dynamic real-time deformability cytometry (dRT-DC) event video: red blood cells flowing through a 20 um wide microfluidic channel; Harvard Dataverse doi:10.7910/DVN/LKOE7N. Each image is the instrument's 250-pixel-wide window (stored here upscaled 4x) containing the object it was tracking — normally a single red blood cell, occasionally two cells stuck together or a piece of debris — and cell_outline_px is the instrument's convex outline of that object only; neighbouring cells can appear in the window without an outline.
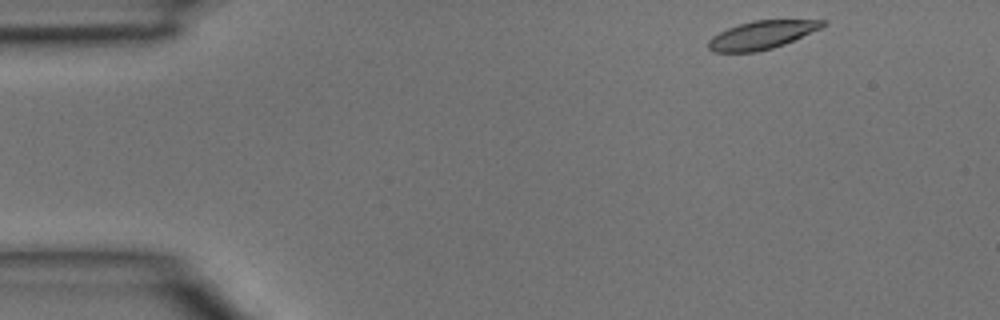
{"species": "common noctule bat (a hibernating species)", "species_latin": "Nyctalus noctula", "temperature_condition": "room temperature", "stored_images_in_passage": 5, "camera_frame_rate_fps": 3000, "um_per_image_px": 0.085, "animal": {"sex": "male", "body_mass_g": 15.6}, "frame": {"image": 1, "passage_image": 1, "time_ms": 0.0, "image_size_px": [1000, 320], "cell_outline_px": [[828, 24], [820, 28], [784, 44], [772, 48], [756, 52], [712, 52], [708, 48], [708, 40], [712, 36], [728, 28], [752, 20], [828, 20]], "centroid_in_image_um": [64.73, 2.97], "position_along_channel_um": 20.3, "area_um2": 18.67}}
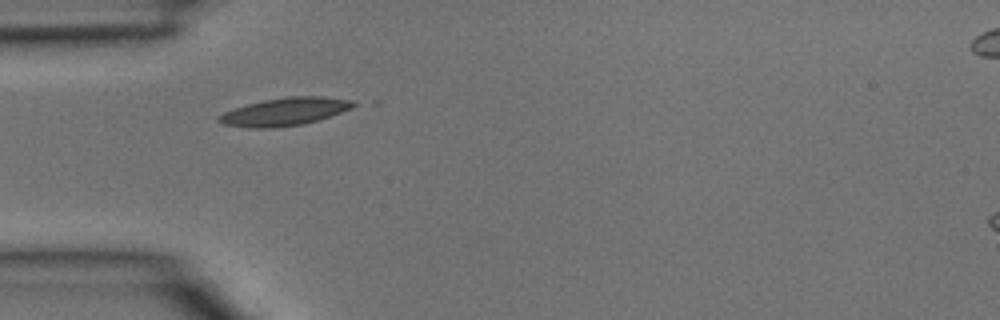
{"frame": {"image": 2, "passage_image": 3, "time_ms": 0.667, "image_size_px": [1000, 320], "cell_outline_px": [[360, 104], [352, 108], [304, 124], [272, 128], [252, 128], [224, 124], [216, 120], [224, 112], [232, 108], [264, 100], [288, 96], [324, 96], [352, 100]], "centroid_in_image_um": [24.22, 9.48], "position_along_channel_um": 60.8, "area_um2": 21.73}}